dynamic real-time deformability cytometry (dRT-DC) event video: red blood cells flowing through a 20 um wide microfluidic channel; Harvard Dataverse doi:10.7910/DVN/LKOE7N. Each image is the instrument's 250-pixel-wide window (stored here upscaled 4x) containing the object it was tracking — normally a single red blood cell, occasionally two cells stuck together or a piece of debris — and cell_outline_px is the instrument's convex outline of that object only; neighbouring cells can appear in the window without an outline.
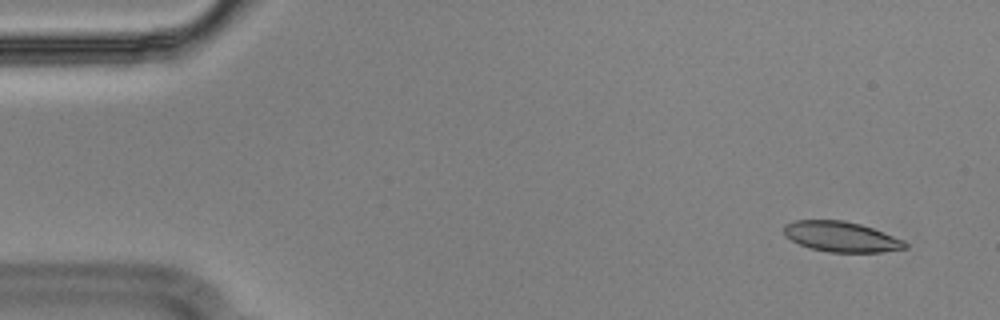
{"species": "Egyptian fruit bat (a non-hibernating species)", "species_latin": "Rousettus aegyptiacus", "temperature_condition": "cold", "stored_images_in_passage": 11, "camera_frame_rate_fps": 3000, "um_per_image_px": 0.085, "animal": {"sex": "male"}, "frame": {"image": 1, "passage_image": 4, "time_ms": 1.0, "image_size_px": [1000, 320], "cell_outline_px": [[908, 248], [880, 252], [828, 252], [808, 248], [784, 236], [784, 224], [796, 220], [844, 220], [860, 224], [872, 228], [904, 240], [908, 244]], "centroid_in_image_um": [71.49, 20.12], "position_along_channel_um": 13.5, "area_um2": 21.44}}